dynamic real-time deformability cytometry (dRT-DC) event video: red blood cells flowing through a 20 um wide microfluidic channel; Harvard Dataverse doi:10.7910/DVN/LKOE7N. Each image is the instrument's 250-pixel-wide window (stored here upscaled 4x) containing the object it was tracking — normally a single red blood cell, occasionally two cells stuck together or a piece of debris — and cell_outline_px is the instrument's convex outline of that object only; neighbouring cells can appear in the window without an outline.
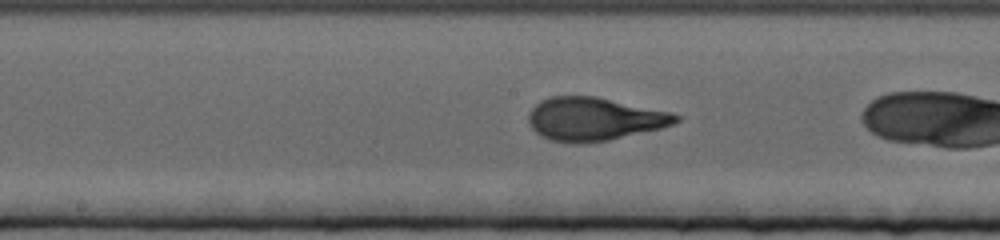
{"species": "human", "species_latin": "Homo sapiens", "temperature_condition": "cold", "stored_images_in_passage": 45, "camera_frame_rate_fps": 3000, "um_per_image_px": 0.085, "donor": {"sex": "female"}, "frame": {"image": 1, "passage_image": 29, "time_ms": 9.333, "image_size_px": [1000, 240], "cell_outline_px": [[680, 120], [672, 124], [660, 128], [608, 140], [584, 144], [576, 144], [552, 140], [540, 136], [528, 124], [528, 116], [532, 108], [540, 100], [552, 96], [596, 96], [672, 112], [680, 116]], "centroid_in_image_um": [50.48, 10.11], "position_along_channel_um": 197.7, "area_um2": 37.17}}
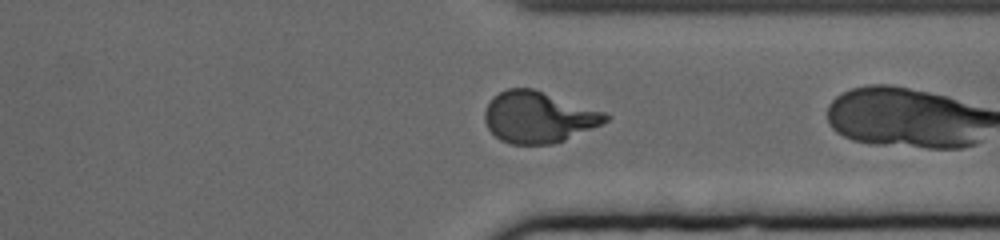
{"frame": {"image": 2, "passage_image": 44, "time_ms": 14.333, "image_size_px": [1000, 240], "cell_outline_px": [[612, 116], [608, 120], [600, 124], [564, 140], [552, 144], [512, 144], [500, 140], [488, 128], [484, 120], [484, 112], [492, 96], [508, 88], [532, 88], [604, 112]], "centroid_in_image_um": [45.73, 9.95], "position_along_channel_um": 365.7, "area_um2": 35.72}}